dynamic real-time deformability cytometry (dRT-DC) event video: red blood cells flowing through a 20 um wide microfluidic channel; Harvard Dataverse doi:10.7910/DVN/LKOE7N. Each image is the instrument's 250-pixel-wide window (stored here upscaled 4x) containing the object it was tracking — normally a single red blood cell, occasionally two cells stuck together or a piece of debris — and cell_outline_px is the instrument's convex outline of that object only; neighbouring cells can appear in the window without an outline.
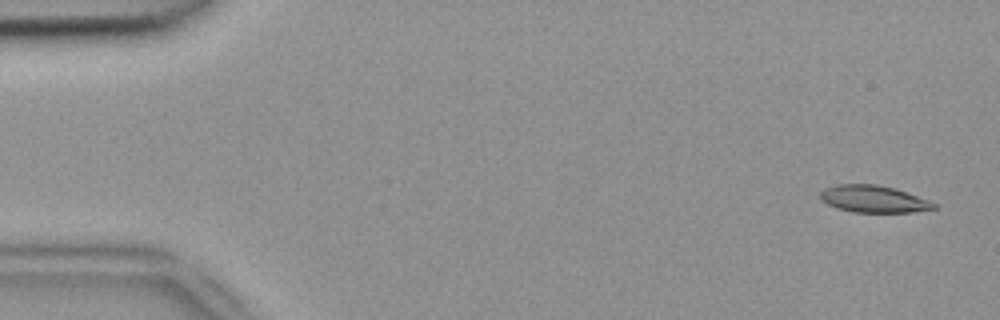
{"species": "common noctule bat (a hibernating species)", "species_latin": "Nyctalus noctula", "temperature_condition": "room temperature", "stored_images_in_passage": 7, "camera_frame_rate_fps": 3000, "um_per_image_px": 0.085, "animal": {"sex": "female", "body_mass_g": 18.4}, "frame": {"image": 1, "passage_image": 1, "time_ms": 0.0, "image_size_px": [1000, 320], "cell_outline_px": [[936, 208], [912, 212], [852, 212], [836, 208], [820, 200], [820, 192], [824, 188], [836, 184], [876, 184], [892, 188], [928, 200], [936, 204]], "centroid_in_image_um": [74.18, 16.92], "position_along_channel_um": 10.8, "area_um2": 17.74}}
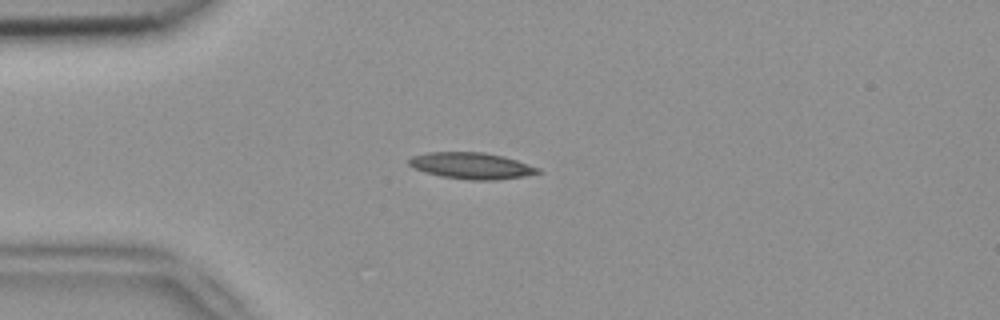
{"frame": {"image": 2, "passage_image": 4, "time_ms": 1.0, "image_size_px": [1000, 320], "cell_outline_px": [[540, 172], [524, 176], [496, 180], [468, 180], [440, 176], [424, 172], [408, 164], [408, 160], [412, 156], [428, 152], [484, 152], [504, 156], [540, 168]], "centroid_in_image_um": [40.06, 14.09], "position_along_channel_um": 44.9, "area_um2": 19.83}}